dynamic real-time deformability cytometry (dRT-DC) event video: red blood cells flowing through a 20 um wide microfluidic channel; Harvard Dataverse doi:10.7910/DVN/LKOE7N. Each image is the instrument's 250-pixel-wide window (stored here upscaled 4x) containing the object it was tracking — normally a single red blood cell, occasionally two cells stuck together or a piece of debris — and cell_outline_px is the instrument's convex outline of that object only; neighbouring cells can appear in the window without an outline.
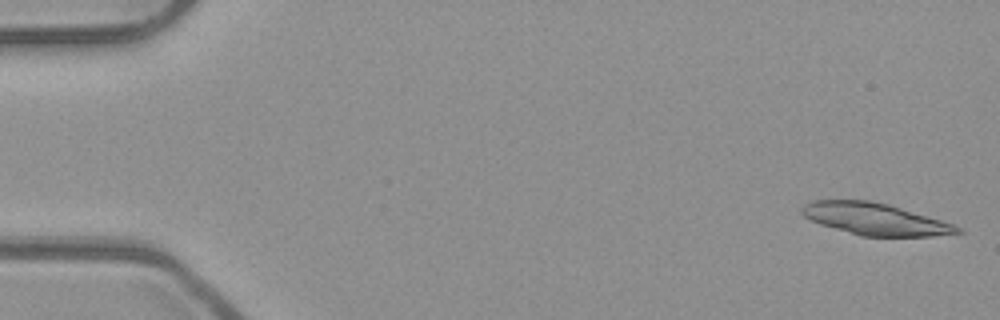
{"species": "common noctule bat (a hibernating species)", "species_latin": "Nyctalus noctula", "temperature_condition": "room temperature", "stored_images_in_passage": 52, "camera_frame_rate_fps": 3000, "um_per_image_px": 0.085, "animal": {"sex": "male", "body_mass_g": 23.1, "forearm_length_mm": 52.7}, "frame": {"image": 1, "passage_image": 1, "time_ms": 0.0, "image_size_px": [1000, 320], "cell_outline_px": [[964, 232], [932, 236], [860, 236], [820, 224], [804, 216], [800, 212], [800, 208], [804, 204], [812, 200], [868, 200], [888, 204], [940, 220], [952, 224], [960, 228]], "centroid_in_image_um": [74.32, 18.61], "position_along_channel_um": 10.7, "area_um2": 28.61}}
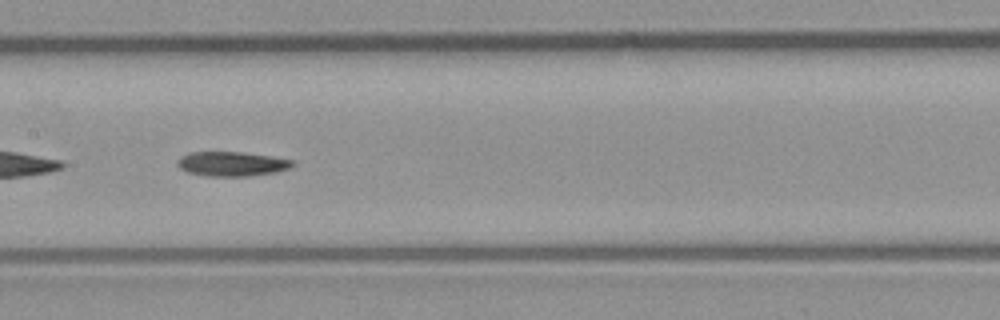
{"frame": {"image": 2, "passage_image": 26, "time_ms": 8.333, "image_size_px": [1000, 320], "cell_outline_px": [[296, 164], [292, 168], [276, 172], [248, 176], [208, 176], [188, 172], [180, 168], [176, 164], [176, 160], [180, 156], [188, 152], [240, 152], [272, 156], [296, 160]], "centroid_in_image_um": [19.74, 13.92], "position_along_channel_um": 187.7, "area_um2": 16.7}}
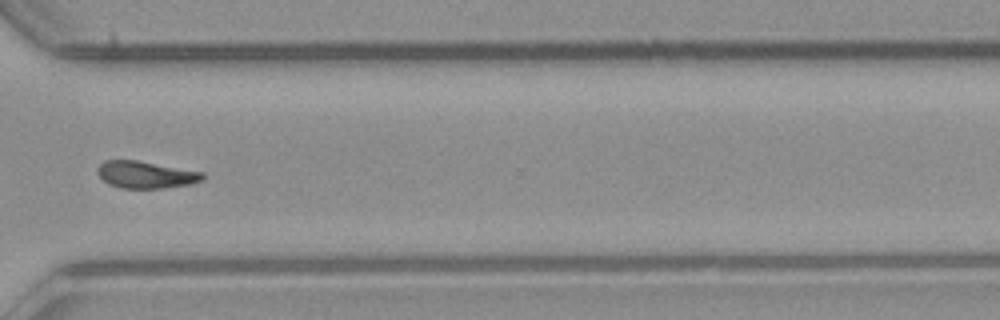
{"frame": {"image": 3, "passage_image": 39, "time_ms": 12.667, "image_size_px": [1000, 320], "cell_outline_px": [[204, 180], [188, 184], [164, 188], [120, 188], [108, 184], [96, 172], [96, 168], [104, 160], [136, 160], [204, 172]], "centroid_in_image_um": [12.37, 14.84], "position_along_channel_um": 358.2, "area_um2": 16.59}, "authors_computed_cell_mechanics": {"area_um2": 16.9354, "velocity_mm_per_s": 3.9507, "shape_relaxation_time_tau1_ms": 4.8978, "shape_relaxation_time_tau2_ms": null, "deformation_change_tau1": 0.1696, "deformation_change_tau2": null}}